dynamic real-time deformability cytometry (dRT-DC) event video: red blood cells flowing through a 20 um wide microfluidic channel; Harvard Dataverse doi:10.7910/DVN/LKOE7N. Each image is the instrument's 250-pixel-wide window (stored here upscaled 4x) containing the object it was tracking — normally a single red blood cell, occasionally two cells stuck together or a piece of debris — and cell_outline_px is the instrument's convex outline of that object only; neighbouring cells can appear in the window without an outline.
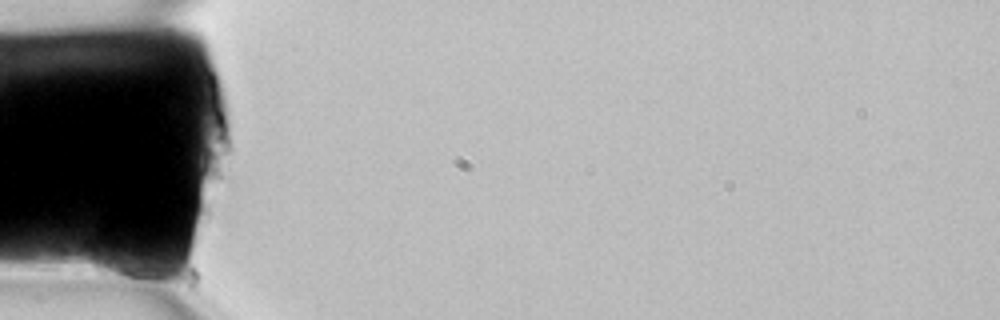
{"species": "common noctule bat (a hibernating species)", "species_latin": "Nyctalus noctula", "temperature_condition": "room temperature", "stored_images_in_passage": 3, "camera_frame_rate_fps": 3000, "um_per_image_px": 0.085, "animal": {"sex": "female", "body_mass_g": 22.7, "forearm_length_mm": 54.2}, "frame": {"image": 1, "passage_image": 1, "time_ms": 0.0, "image_size_px": [1000, 320], "cell_outline_px": [[160, 288], [156, 288], [96, 272], [92, 268], [88, 260], [92, 248], [100, 228], [140, 256], [160, 272]], "centroid_in_image_um": [10.33, 22.26], "position_along_channel_um": 74.7, "area_um2": 15.95}}